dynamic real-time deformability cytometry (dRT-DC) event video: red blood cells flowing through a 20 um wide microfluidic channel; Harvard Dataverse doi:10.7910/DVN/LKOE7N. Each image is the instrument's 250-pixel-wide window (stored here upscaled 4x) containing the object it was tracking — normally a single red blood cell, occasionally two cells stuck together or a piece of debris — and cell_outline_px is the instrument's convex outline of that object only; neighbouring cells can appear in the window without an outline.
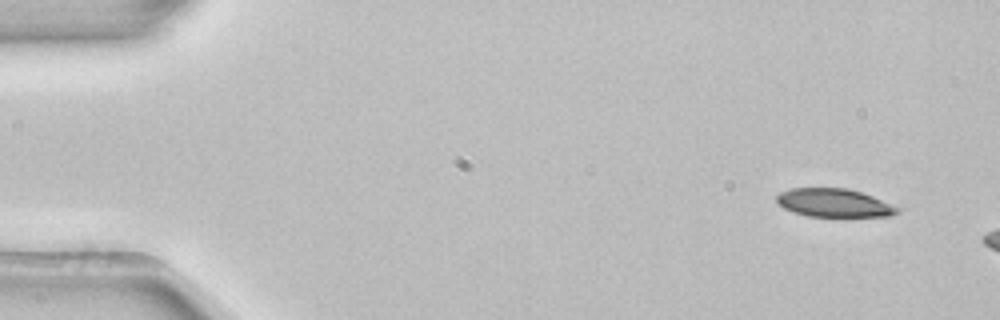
{"species": "common noctule bat (a hibernating species)", "species_latin": "Nyctalus noctula", "temperature_condition": "room temperature", "stored_images_in_passage": 4, "camera_frame_rate_fps": 3000, "um_per_image_px": 0.085, "animal": {"sex": "female", "body_mass_g": 22.7, "forearm_length_mm": 54.2}, "frame": {"image": 1, "passage_image": 1, "time_ms": 0.0, "image_size_px": [1000, 320], "cell_outline_px": [[900, 212], [892, 216], [808, 216], [792, 212], [784, 208], [776, 200], [776, 196], [780, 192], [788, 188], [848, 188], [872, 196], [900, 208]], "centroid_in_image_um": [70.88, 17.24], "position_along_channel_um": 14.1, "area_um2": 19.88}}